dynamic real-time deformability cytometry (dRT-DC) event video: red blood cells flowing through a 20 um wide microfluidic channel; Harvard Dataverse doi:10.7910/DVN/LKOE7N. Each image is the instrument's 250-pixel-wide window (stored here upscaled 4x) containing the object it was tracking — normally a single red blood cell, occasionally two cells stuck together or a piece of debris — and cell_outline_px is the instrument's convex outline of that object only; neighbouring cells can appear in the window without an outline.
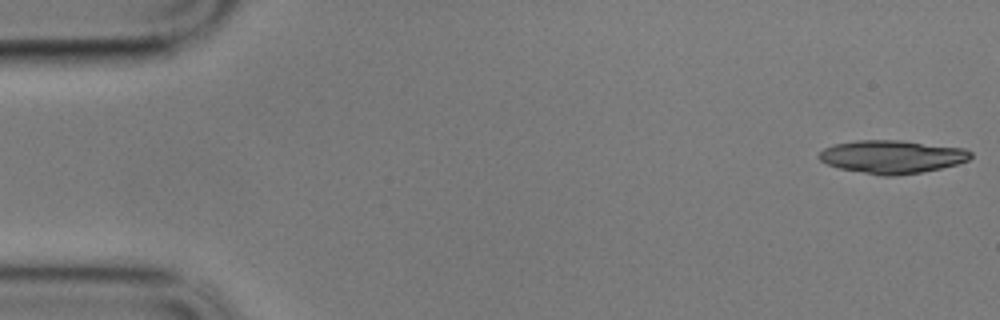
{"species": "common noctule bat (a hibernating species)", "species_latin": "Nyctalus noctula", "temperature_condition": "cold", "stored_images_in_passage": 17, "camera_frame_rate_fps": 3000, "um_per_image_px": 0.085, "animal": {"sex": "male", "body_mass_g": 17.9}, "frame": {"image": 1, "passage_image": 1, "time_ms": 0.0, "image_size_px": [1000, 320], "cell_outline_px": [[972, 156], [968, 160], [956, 164], [940, 168], [920, 172], [896, 176], [884, 176], [840, 168], [828, 164], [820, 160], [816, 156], [824, 148], [836, 144], [856, 140], [900, 140], [964, 148], [972, 152]], "centroid_in_image_um": [75.82, 13.32], "position_along_channel_um": 9.2, "area_um2": 29.07}}